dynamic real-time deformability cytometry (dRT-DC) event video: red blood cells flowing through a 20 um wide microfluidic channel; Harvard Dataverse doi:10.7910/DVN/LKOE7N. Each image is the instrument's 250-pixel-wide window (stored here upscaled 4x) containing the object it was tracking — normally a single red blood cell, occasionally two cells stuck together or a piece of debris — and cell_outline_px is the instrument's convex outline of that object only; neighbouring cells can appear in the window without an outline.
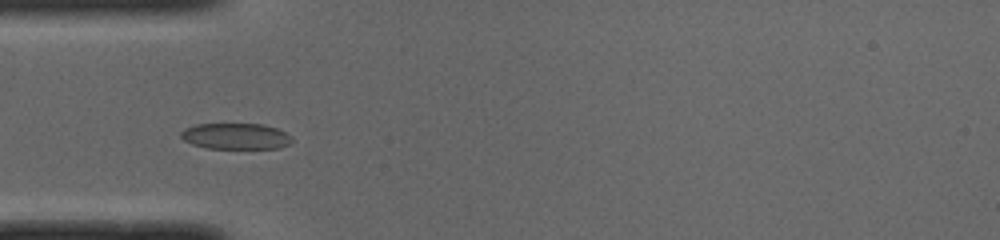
{"species": "common noctule bat (a hibernating species)", "species_latin": "Nyctalus noctula", "temperature_condition": "cold", "stored_images_in_passage": 36, "camera_frame_rate_fps": 3000, "um_per_image_px": 0.085, "animal": {"sex": "male", "body_mass_g": 19.0, "forearm_length_mm": 50.8}, "frame": {"image": 1, "passage_image": 1, "time_ms": 0.0, "image_size_px": [1000, 240], "cell_outline_px": [[292, 144], [280, 148], [204, 148], [192, 144], [184, 140], [180, 136], [180, 132], [184, 128], [196, 124], [264, 124], [276, 128], [292, 136]], "centroid_in_image_um": [20.04, 11.58], "position_along_channel_um": 65.0, "area_um2": 16.99}}
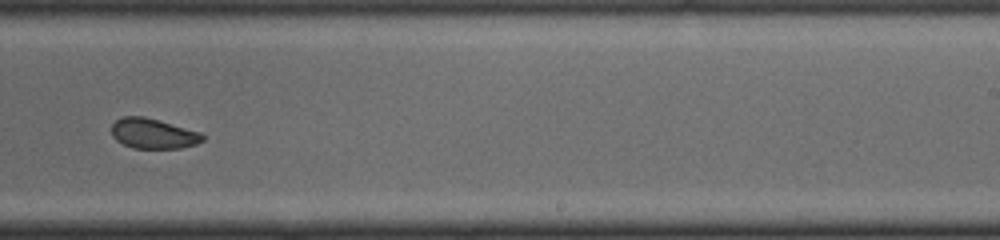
{"frame": {"image": 2, "passage_image": 17, "time_ms": 5.333, "image_size_px": [1000, 240], "cell_outline_px": [[204, 140], [196, 144], [180, 148], [132, 148], [116, 140], [112, 136], [112, 124], [116, 120], [124, 116], [144, 116], [200, 132], [204, 136]], "centroid_in_image_um": [13.01, 11.35], "position_along_channel_um": 276.0, "area_um2": 15.9}}
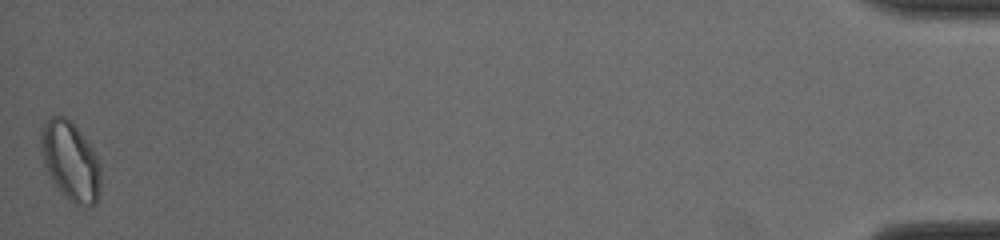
{"frame": {"image": 3, "passage_image": 36, "time_ms": 11.667, "image_size_px": [1000, 240], "cell_outline_px": [[100, 196], [96, 204], [92, 208], [88, 208], [72, 204], [60, 192], [52, 180], [44, 164], [40, 152], [40, 132], [44, 124], [52, 116], [64, 116], [76, 128], [92, 148], [100, 164]], "centroid_in_image_um": [6.0, 13.78], "position_along_channel_um": 429.2, "area_um2": 27.74}, "authors_computed_cell_mechanics": {"area_um2": 17.051, "velocity_mm_per_s": 3.9667, "shape_relaxation_time_tau1_ms": null, "shape_relaxation_time_tau2_ms": 2.4204, "deformation_change_tau1": null, "deformation_change_tau2": 0.0517}}